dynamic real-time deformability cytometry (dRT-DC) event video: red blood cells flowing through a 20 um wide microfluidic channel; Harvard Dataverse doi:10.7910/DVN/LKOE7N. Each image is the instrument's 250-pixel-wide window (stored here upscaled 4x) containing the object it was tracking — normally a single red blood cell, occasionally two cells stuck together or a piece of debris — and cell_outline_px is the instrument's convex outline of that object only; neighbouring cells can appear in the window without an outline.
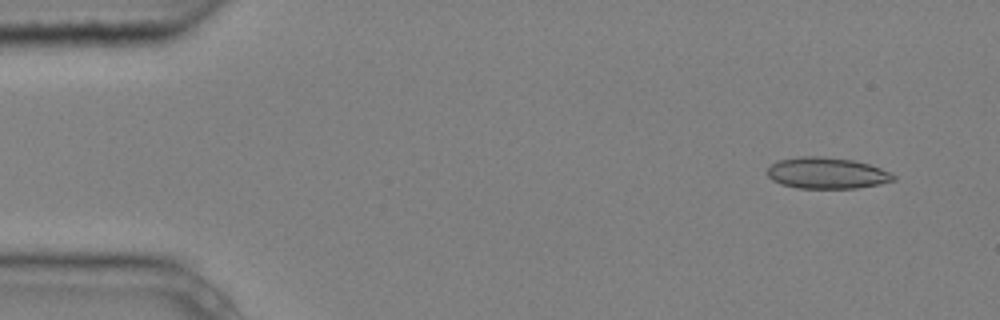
{"species": "common noctule bat (a hibernating species)", "species_latin": "Nyctalus noctula", "temperature_condition": "cold", "stored_images_in_passage": 4, "camera_frame_rate_fps": 3000, "um_per_image_px": 0.085, "animal": {"sex": "male", "body_mass_g": 20.4}, "frame": {"image": 1, "passage_image": 1, "time_ms": 0.0, "image_size_px": [1000, 320], "cell_outline_px": [[896, 180], [880, 184], [856, 188], [796, 188], [780, 184], [772, 180], [768, 176], [768, 168], [776, 160], [796, 156], [820, 156], [852, 160], [868, 164], [880, 168], [896, 176]], "centroid_in_image_um": [70.25, 14.71], "position_along_channel_um": 14.8, "area_um2": 23.06}}